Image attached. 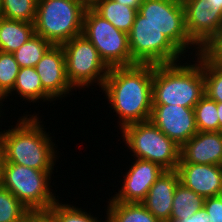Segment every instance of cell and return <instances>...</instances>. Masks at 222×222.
Wrapping results in <instances>:
<instances>
[{
    "label": "cell",
    "instance_id": "1",
    "mask_svg": "<svg viewBox=\"0 0 222 222\" xmlns=\"http://www.w3.org/2000/svg\"><path fill=\"white\" fill-rule=\"evenodd\" d=\"M153 64H134L110 68L101 88L125 126L150 120L153 99Z\"/></svg>",
    "mask_w": 222,
    "mask_h": 222
},
{
    "label": "cell",
    "instance_id": "2",
    "mask_svg": "<svg viewBox=\"0 0 222 222\" xmlns=\"http://www.w3.org/2000/svg\"><path fill=\"white\" fill-rule=\"evenodd\" d=\"M31 116V117H30ZM20 117L16 127L1 132L2 162L38 170H54L56 152L52 137L44 131L37 115Z\"/></svg>",
    "mask_w": 222,
    "mask_h": 222
},
{
    "label": "cell",
    "instance_id": "3",
    "mask_svg": "<svg viewBox=\"0 0 222 222\" xmlns=\"http://www.w3.org/2000/svg\"><path fill=\"white\" fill-rule=\"evenodd\" d=\"M197 63L153 65V104L180 105L194 108L205 95L203 52L197 54Z\"/></svg>",
    "mask_w": 222,
    "mask_h": 222
},
{
    "label": "cell",
    "instance_id": "4",
    "mask_svg": "<svg viewBox=\"0 0 222 222\" xmlns=\"http://www.w3.org/2000/svg\"><path fill=\"white\" fill-rule=\"evenodd\" d=\"M87 7L81 0H37L35 34L62 45L82 34Z\"/></svg>",
    "mask_w": 222,
    "mask_h": 222
},
{
    "label": "cell",
    "instance_id": "5",
    "mask_svg": "<svg viewBox=\"0 0 222 222\" xmlns=\"http://www.w3.org/2000/svg\"><path fill=\"white\" fill-rule=\"evenodd\" d=\"M52 171L2 162L1 185L10 191L29 212L48 211L58 200L49 187Z\"/></svg>",
    "mask_w": 222,
    "mask_h": 222
},
{
    "label": "cell",
    "instance_id": "6",
    "mask_svg": "<svg viewBox=\"0 0 222 222\" xmlns=\"http://www.w3.org/2000/svg\"><path fill=\"white\" fill-rule=\"evenodd\" d=\"M121 131L134 158L155 162L165 170L177 169L181 147L150 120L129 124Z\"/></svg>",
    "mask_w": 222,
    "mask_h": 222
},
{
    "label": "cell",
    "instance_id": "7",
    "mask_svg": "<svg viewBox=\"0 0 222 222\" xmlns=\"http://www.w3.org/2000/svg\"><path fill=\"white\" fill-rule=\"evenodd\" d=\"M82 35L93 44L109 68L137 64L131 58L128 34L115 28L90 6L84 14Z\"/></svg>",
    "mask_w": 222,
    "mask_h": 222
},
{
    "label": "cell",
    "instance_id": "8",
    "mask_svg": "<svg viewBox=\"0 0 222 222\" xmlns=\"http://www.w3.org/2000/svg\"><path fill=\"white\" fill-rule=\"evenodd\" d=\"M62 47L66 74L72 87L86 88L96 82L102 88L110 68L101 59L93 44L81 34L63 43Z\"/></svg>",
    "mask_w": 222,
    "mask_h": 222
},
{
    "label": "cell",
    "instance_id": "9",
    "mask_svg": "<svg viewBox=\"0 0 222 222\" xmlns=\"http://www.w3.org/2000/svg\"><path fill=\"white\" fill-rule=\"evenodd\" d=\"M131 58L137 64H170L182 59L183 53L154 25L137 13L128 34ZM181 57V58H179Z\"/></svg>",
    "mask_w": 222,
    "mask_h": 222
},
{
    "label": "cell",
    "instance_id": "10",
    "mask_svg": "<svg viewBox=\"0 0 222 222\" xmlns=\"http://www.w3.org/2000/svg\"><path fill=\"white\" fill-rule=\"evenodd\" d=\"M138 13L154 25L183 54L195 45L185 26V11L182 0H143Z\"/></svg>",
    "mask_w": 222,
    "mask_h": 222
},
{
    "label": "cell",
    "instance_id": "11",
    "mask_svg": "<svg viewBox=\"0 0 222 222\" xmlns=\"http://www.w3.org/2000/svg\"><path fill=\"white\" fill-rule=\"evenodd\" d=\"M182 3L186 32L197 48V56L222 29V9L213 0H182Z\"/></svg>",
    "mask_w": 222,
    "mask_h": 222
},
{
    "label": "cell",
    "instance_id": "12",
    "mask_svg": "<svg viewBox=\"0 0 222 222\" xmlns=\"http://www.w3.org/2000/svg\"><path fill=\"white\" fill-rule=\"evenodd\" d=\"M150 121L182 147L198 130L193 108L153 104Z\"/></svg>",
    "mask_w": 222,
    "mask_h": 222
},
{
    "label": "cell",
    "instance_id": "13",
    "mask_svg": "<svg viewBox=\"0 0 222 222\" xmlns=\"http://www.w3.org/2000/svg\"><path fill=\"white\" fill-rule=\"evenodd\" d=\"M165 171L159 164L135 158L125 174L121 189L112 201L122 203H141L157 178Z\"/></svg>",
    "mask_w": 222,
    "mask_h": 222
},
{
    "label": "cell",
    "instance_id": "14",
    "mask_svg": "<svg viewBox=\"0 0 222 222\" xmlns=\"http://www.w3.org/2000/svg\"><path fill=\"white\" fill-rule=\"evenodd\" d=\"M35 69L40 77L43 89L54 100L66 96L73 89L67 78L62 45H52L36 64Z\"/></svg>",
    "mask_w": 222,
    "mask_h": 222
},
{
    "label": "cell",
    "instance_id": "15",
    "mask_svg": "<svg viewBox=\"0 0 222 222\" xmlns=\"http://www.w3.org/2000/svg\"><path fill=\"white\" fill-rule=\"evenodd\" d=\"M179 181L204 198L215 197L222 190V166L179 163Z\"/></svg>",
    "mask_w": 222,
    "mask_h": 222
},
{
    "label": "cell",
    "instance_id": "16",
    "mask_svg": "<svg viewBox=\"0 0 222 222\" xmlns=\"http://www.w3.org/2000/svg\"><path fill=\"white\" fill-rule=\"evenodd\" d=\"M179 163L222 166V132L198 131L180 148Z\"/></svg>",
    "mask_w": 222,
    "mask_h": 222
},
{
    "label": "cell",
    "instance_id": "17",
    "mask_svg": "<svg viewBox=\"0 0 222 222\" xmlns=\"http://www.w3.org/2000/svg\"><path fill=\"white\" fill-rule=\"evenodd\" d=\"M179 182L176 170H165L141 202L160 222H170L174 191Z\"/></svg>",
    "mask_w": 222,
    "mask_h": 222
},
{
    "label": "cell",
    "instance_id": "18",
    "mask_svg": "<svg viewBox=\"0 0 222 222\" xmlns=\"http://www.w3.org/2000/svg\"><path fill=\"white\" fill-rule=\"evenodd\" d=\"M90 7L115 28L129 34L138 10L114 0H94Z\"/></svg>",
    "mask_w": 222,
    "mask_h": 222
},
{
    "label": "cell",
    "instance_id": "19",
    "mask_svg": "<svg viewBox=\"0 0 222 222\" xmlns=\"http://www.w3.org/2000/svg\"><path fill=\"white\" fill-rule=\"evenodd\" d=\"M35 34L34 24L0 18V51L14 53Z\"/></svg>",
    "mask_w": 222,
    "mask_h": 222
},
{
    "label": "cell",
    "instance_id": "20",
    "mask_svg": "<svg viewBox=\"0 0 222 222\" xmlns=\"http://www.w3.org/2000/svg\"><path fill=\"white\" fill-rule=\"evenodd\" d=\"M16 92L21 98L30 102H36L40 98L44 101H53L54 99L43 89L40 77L35 67H22L17 74V79L12 91Z\"/></svg>",
    "mask_w": 222,
    "mask_h": 222
},
{
    "label": "cell",
    "instance_id": "21",
    "mask_svg": "<svg viewBox=\"0 0 222 222\" xmlns=\"http://www.w3.org/2000/svg\"><path fill=\"white\" fill-rule=\"evenodd\" d=\"M109 201L106 212L108 222H160L142 203Z\"/></svg>",
    "mask_w": 222,
    "mask_h": 222
},
{
    "label": "cell",
    "instance_id": "22",
    "mask_svg": "<svg viewBox=\"0 0 222 222\" xmlns=\"http://www.w3.org/2000/svg\"><path fill=\"white\" fill-rule=\"evenodd\" d=\"M205 198L196 194L182 183H178L174 191L172 213L170 222L190 218L198 210L203 208Z\"/></svg>",
    "mask_w": 222,
    "mask_h": 222
},
{
    "label": "cell",
    "instance_id": "23",
    "mask_svg": "<svg viewBox=\"0 0 222 222\" xmlns=\"http://www.w3.org/2000/svg\"><path fill=\"white\" fill-rule=\"evenodd\" d=\"M53 44L40 35L34 34L13 55L19 67H35Z\"/></svg>",
    "mask_w": 222,
    "mask_h": 222
},
{
    "label": "cell",
    "instance_id": "24",
    "mask_svg": "<svg viewBox=\"0 0 222 222\" xmlns=\"http://www.w3.org/2000/svg\"><path fill=\"white\" fill-rule=\"evenodd\" d=\"M197 130L200 132H219L217 102L206 94L194 106Z\"/></svg>",
    "mask_w": 222,
    "mask_h": 222
},
{
    "label": "cell",
    "instance_id": "25",
    "mask_svg": "<svg viewBox=\"0 0 222 222\" xmlns=\"http://www.w3.org/2000/svg\"><path fill=\"white\" fill-rule=\"evenodd\" d=\"M20 67L13 53H7L0 51V106L2 105V99L7 98V95L12 91L17 74Z\"/></svg>",
    "mask_w": 222,
    "mask_h": 222
},
{
    "label": "cell",
    "instance_id": "26",
    "mask_svg": "<svg viewBox=\"0 0 222 222\" xmlns=\"http://www.w3.org/2000/svg\"><path fill=\"white\" fill-rule=\"evenodd\" d=\"M28 213L26 207L0 185V222H23Z\"/></svg>",
    "mask_w": 222,
    "mask_h": 222
},
{
    "label": "cell",
    "instance_id": "27",
    "mask_svg": "<svg viewBox=\"0 0 222 222\" xmlns=\"http://www.w3.org/2000/svg\"><path fill=\"white\" fill-rule=\"evenodd\" d=\"M37 0H2L3 17L10 20L34 23Z\"/></svg>",
    "mask_w": 222,
    "mask_h": 222
},
{
    "label": "cell",
    "instance_id": "28",
    "mask_svg": "<svg viewBox=\"0 0 222 222\" xmlns=\"http://www.w3.org/2000/svg\"><path fill=\"white\" fill-rule=\"evenodd\" d=\"M203 74L205 94L210 99L222 103V66L211 61L204 53Z\"/></svg>",
    "mask_w": 222,
    "mask_h": 222
},
{
    "label": "cell",
    "instance_id": "29",
    "mask_svg": "<svg viewBox=\"0 0 222 222\" xmlns=\"http://www.w3.org/2000/svg\"><path fill=\"white\" fill-rule=\"evenodd\" d=\"M55 222H101L86 211L75 206L59 203L57 200L49 209ZM105 222H108L106 220Z\"/></svg>",
    "mask_w": 222,
    "mask_h": 222
},
{
    "label": "cell",
    "instance_id": "30",
    "mask_svg": "<svg viewBox=\"0 0 222 222\" xmlns=\"http://www.w3.org/2000/svg\"><path fill=\"white\" fill-rule=\"evenodd\" d=\"M211 61L222 66V29L202 51Z\"/></svg>",
    "mask_w": 222,
    "mask_h": 222
},
{
    "label": "cell",
    "instance_id": "31",
    "mask_svg": "<svg viewBox=\"0 0 222 222\" xmlns=\"http://www.w3.org/2000/svg\"><path fill=\"white\" fill-rule=\"evenodd\" d=\"M203 208L211 222H222V204L216 196L205 198Z\"/></svg>",
    "mask_w": 222,
    "mask_h": 222
},
{
    "label": "cell",
    "instance_id": "32",
    "mask_svg": "<svg viewBox=\"0 0 222 222\" xmlns=\"http://www.w3.org/2000/svg\"><path fill=\"white\" fill-rule=\"evenodd\" d=\"M23 222H55L48 211L29 212Z\"/></svg>",
    "mask_w": 222,
    "mask_h": 222
},
{
    "label": "cell",
    "instance_id": "33",
    "mask_svg": "<svg viewBox=\"0 0 222 222\" xmlns=\"http://www.w3.org/2000/svg\"><path fill=\"white\" fill-rule=\"evenodd\" d=\"M176 222H211L204 208L198 210L190 218L178 220Z\"/></svg>",
    "mask_w": 222,
    "mask_h": 222
},
{
    "label": "cell",
    "instance_id": "34",
    "mask_svg": "<svg viewBox=\"0 0 222 222\" xmlns=\"http://www.w3.org/2000/svg\"><path fill=\"white\" fill-rule=\"evenodd\" d=\"M114 1L138 10L143 0H114Z\"/></svg>",
    "mask_w": 222,
    "mask_h": 222
},
{
    "label": "cell",
    "instance_id": "35",
    "mask_svg": "<svg viewBox=\"0 0 222 222\" xmlns=\"http://www.w3.org/2000/svg\"><path fill=\"white\" fill-rule=\"evenodd\" d=\"M217 115L219 119V132L222 130V103L217 102Z\"/></svg>",
    "mask_w": 222,
    "mask_h": 222
},
{
    "label": "cell",
    "instance_id": "36",
    "mask_svg": "<svg viewBox=\"0 0 222 222\" xmlns=\"http://www.w3.org/2000/svg\"><path fill=\"white\" fill-rule=\"evenodd\" d=\"M2 145H1V132H0V170L2 165Z\"/></svg>",
    "mask_w": 222,
    "mask_h": 222
},
{
    "label": "cell",
    "instance_id": "37",
    "mask_svg": "<svg viewBox=\"0 0 222 222\" xmlns=\"http://www.w3.org/2000/svg\"><path fill=\"white\" fill-rule=\"evenodd\" d=\"M82 2H84L87 6H90L94 0H81Z\"/></svg>",
    "mask_w": 222,
    "mask_h": 222
},
{
    "label": "cell",
    "instance_id": "38",
    "mask_svg": "<svg viewBox=\"0 0 222 222\" xmlns=\"http://www.w3.org/2000/svg\"><path fill=\"white\" fill-rule=\"evenodd\" d=\"M218 7L222 9V0H213Z\"/></svg>",
    "mask_w": 222,
    "mask_h": 222
},
{
    "label": "cell",
    "instance_id": "39",
    "mask_svg": "<svg viewBox=\"0 0 222 222\" xmlns=\"http://www.w3.org/2000/svg\"><path fill=\"white\" fill-rule=\"evenodd\" d=\"M216 197L219 199V201L222 204V190L216 195Z\"/></svg>",
    "mask_w": 222,
    "mask_h": 222
},
{
    "label": "cell",
    "instance_id": "40",
    "mask_svg": "<svg viewBox=\"0 0 222 222\" xmlns=\"http://www.w3.org/2000/svg\"><path fill=\"white\" fill-rule=\"evenodd\" d=\"M3 17V13H2V0H0V18Z\"/></svg>",
    "mask_w": 222,
    "mask_h": 222
}]
</instances>
